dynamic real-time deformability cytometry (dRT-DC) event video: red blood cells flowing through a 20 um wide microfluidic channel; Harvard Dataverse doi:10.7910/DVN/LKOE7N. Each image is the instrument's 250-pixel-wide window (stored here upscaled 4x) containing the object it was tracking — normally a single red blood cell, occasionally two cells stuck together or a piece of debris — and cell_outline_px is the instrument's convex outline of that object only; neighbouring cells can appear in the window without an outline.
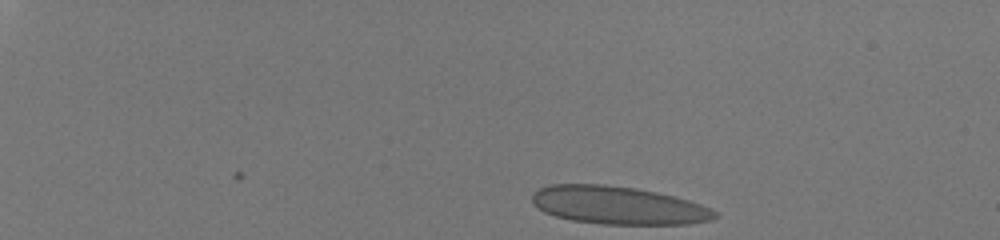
{"species": "human", "species_latin": "Homo sapiens", "temperature_condition": "room temperature", "stored_images_in_passage": 40, "camera_frame_rate_fps": 3000, "um_per_image_px": 0.085, "donor": {"sex": "male"}, "frame": {"image": 1, "passage_image": 1, "time_ms": 0.0, "image_size_px": [1000, 240], "cell_outline_px": [[716, 216], [712, 220], [688, 224], [604, 224], [572, 220], [556, 216], [544, 212], [532, 204], [532, 192], [548, 184], [604, 184], [636, 188], [656, 192], [688, 200], [700, 204], [716, 212]], "centroid_in_image_um": [52.49, 17.44], "position_along_channel_um": 32.5, "area_um2": 40.34}}
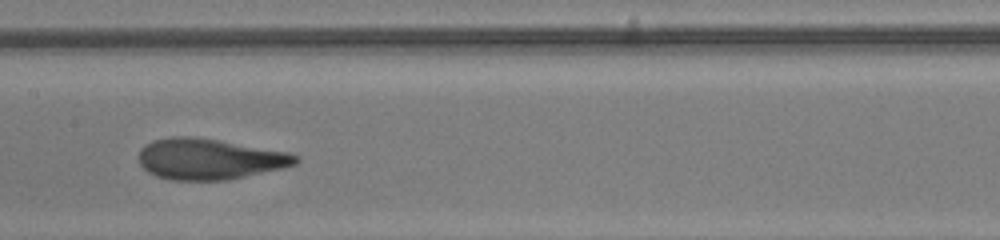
{"frame": {"image": 2, "passage_image": 23, "time_ms": 7.333, "image_size_px": [1000, 240], "cell_outline_px": [[300, 160], [296, 164], [284, 168], [224, 180], [172, 180], [156, 176], [148, 172], [140, 164], [140, 148], [144, 144], [152, 140], [172, 136], [192, 136], [220, 140], [288, 152], [300, 156]], "centroid_in_image_um": [17.8, 13.5], "position_along_channel_um": 189.6, "area_um2": 37.45}}
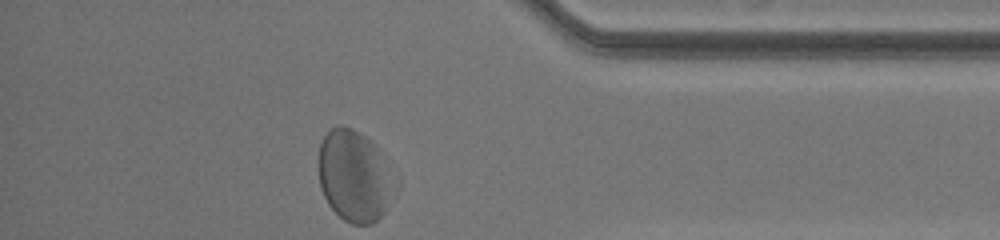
{"frame": {"image": 3, "passage_image": 40, "time_ms": 13.0, "image_size_px": [1000, 240], "cell_outline_px": [[400, 188], [384, 212], [372, 224], [352, 224], [344, 220], [328, 204], [320, 188], [320, 144], [328, 128], [336, 124], [344, 124], [352, 128], [376, 144], [400, 180]], "centroid_in_image_um": [30.22, 14.94], "position_along_channel_um": 405.0, "area_um2": 41.79}, "authors_computed_cell_mechanics": {"area_um2": 39.5352, "velocity_mm_per_s": 4.0134, "shape_relaxation_time_tau1_ms": 3.9457, "shape_relaxation_time_tau2_ms": null, "deformation_change_tau1": 0.1725, "deformation_change_tau2": null}}